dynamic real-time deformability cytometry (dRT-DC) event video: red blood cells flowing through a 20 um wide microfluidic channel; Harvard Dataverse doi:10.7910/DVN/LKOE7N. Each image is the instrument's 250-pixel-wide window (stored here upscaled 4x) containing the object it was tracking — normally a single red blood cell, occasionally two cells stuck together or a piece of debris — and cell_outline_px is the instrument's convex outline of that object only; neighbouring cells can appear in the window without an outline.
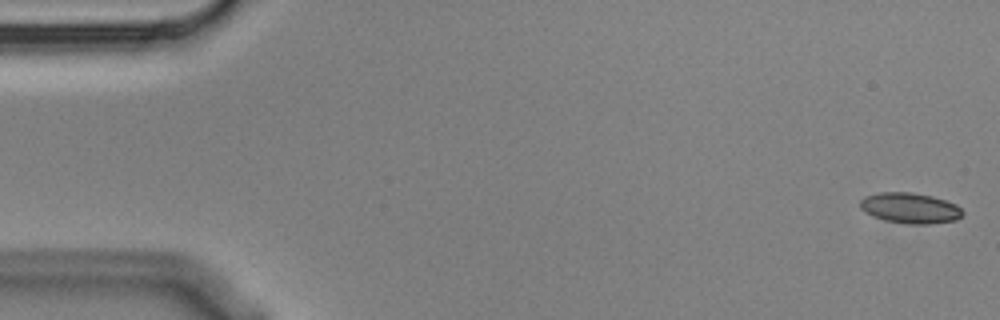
{"species": "Egyptian fruit bat (a non-hibernating species)", "species_latin": "Rousettus aegyptiacus", "temperature_condition": "cold", "stored_images_in_passage": 4, "camera_frame_rate_fps": 3000, "um_per_image_px": 0.085, "animal": {"sex": "male"}, "frame": {"image": 1, "passage_image": 1, "time_ms": 0.0, "image_size_px": [1000, 320], "cell_outline_px": [[964, 212], [956, 220], [928, 224], [908, 224], [884, 220], [872, 216], [860, 208], [860, 200], [864, 196], [880, 192], [912, 192], [932, 196], [956, 204]], "centroid_in_image_um": [77.33, 17.68], "position_along_channel_um": 7.7, "area_um2": 18.26}}